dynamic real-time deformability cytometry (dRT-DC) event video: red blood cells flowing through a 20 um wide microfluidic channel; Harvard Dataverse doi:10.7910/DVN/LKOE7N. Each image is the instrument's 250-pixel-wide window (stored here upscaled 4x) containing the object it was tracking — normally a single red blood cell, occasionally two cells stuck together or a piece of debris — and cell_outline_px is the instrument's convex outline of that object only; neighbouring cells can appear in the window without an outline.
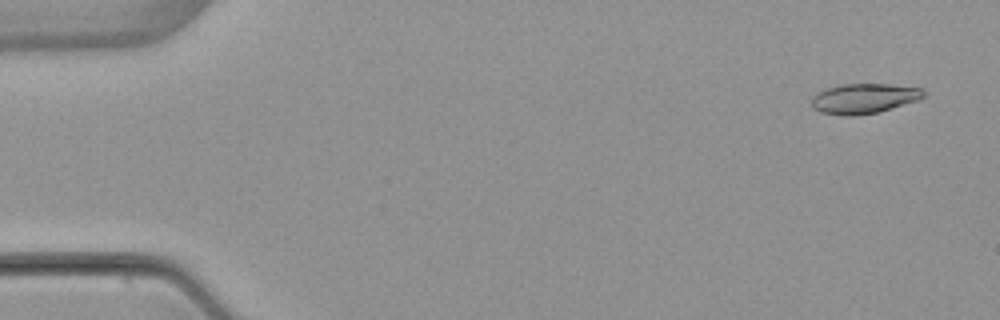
{"species": "common noctule bat (a hibernating species)", "species_latin": "Nyctalus noctula", "temperature_condition": "warm", "stored_images_in_passage": 4, "camera_frame_rate_fps": 3000, "um_per_image_px": 0.085, "animal": {"sex": "female", "body_mass_g": 22.7, "forearm_length_mm": 54.2}, "frame": {"image": 1, "passage_image": 1, "time_ms": 0.0, "image_size_px": [1000, 320], "cell_outline_px": [[924, 96], [920, 100], [880, 112], [856, 116], [840, 116], [820, 112], [812, 108], [812, 96], [816, 92], [824, 88], [840, 84], [888, 84], [924, 88]], "centroid_in_image_um": [73.42, 8.38], "position_along_channel_um": 11.6, "area_um2": 20.11}}
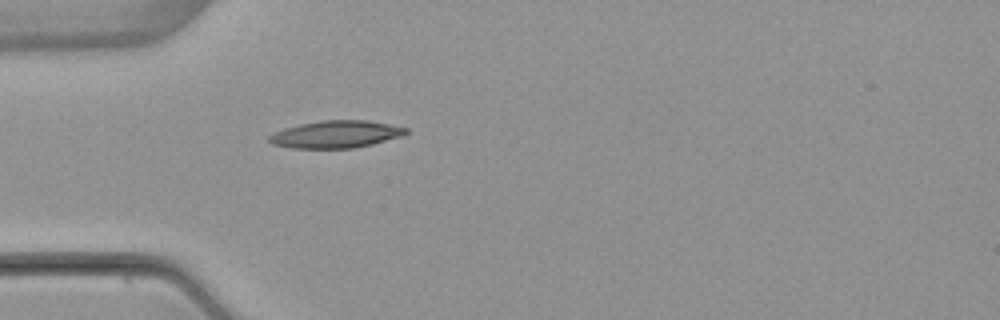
{"frame": {"image": 2, "passage_image": 4, "time_ms": 4.333, "image_size_px": [1000, 320], "cell_outline_px": [[408, 132], [400, 136], [372, 144], [352, 148], [292, 148], [272, 144], [268, 140], [268, 136], [284, 128], [300, 124], [324, 120], [368, 120], [408, 128]], "centroid_in_image_um": [28.54, 11.41], "position_along_channel_um": 56.5, "area_um2": 21.56}}